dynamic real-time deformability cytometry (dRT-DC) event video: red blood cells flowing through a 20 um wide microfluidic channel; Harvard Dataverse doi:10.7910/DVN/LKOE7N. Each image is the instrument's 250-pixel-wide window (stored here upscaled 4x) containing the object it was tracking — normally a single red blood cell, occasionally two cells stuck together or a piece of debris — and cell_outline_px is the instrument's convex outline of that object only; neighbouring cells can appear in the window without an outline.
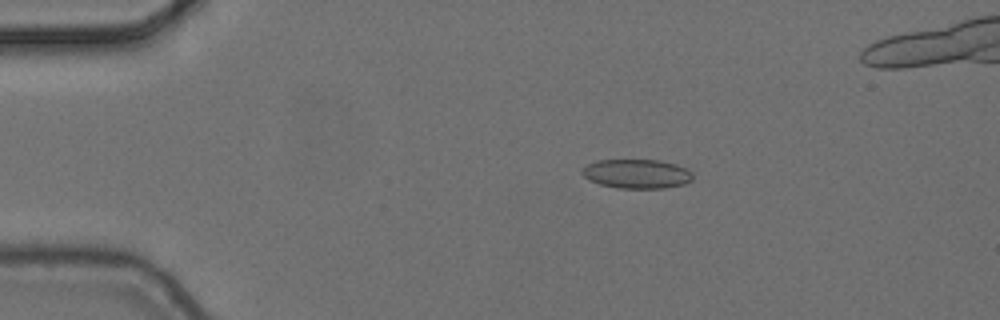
{"species": "common noctule bat (a hibernating species)", "species_latin": "Nyctalus noctula", "temperature_condition": "cold", "stored_images_in_passage": 7, "camera_frame_rate_fps": 3000, "um_per_image_px": 0.085, "animal": {"sex": "female", "body_mass_g": 24.6, "forearm_length_mm": 56.2}, "frame": {"image": 1, "passage_image": 2, "time_ms": 0.333, "image_size_px": [1000, 320], "cell_outline_px": [[692, 180], [684, 184], [664, 188], [616, 188], [600, 184], [588, 180], [580, 172], [580, 168], [596, 160], [660, 160], [676, 164], [692, 172]], "centroid_in_image_um": [54.08, 14.77], "position_along_channel_um": 30.9, "area_um2": 18.96}}
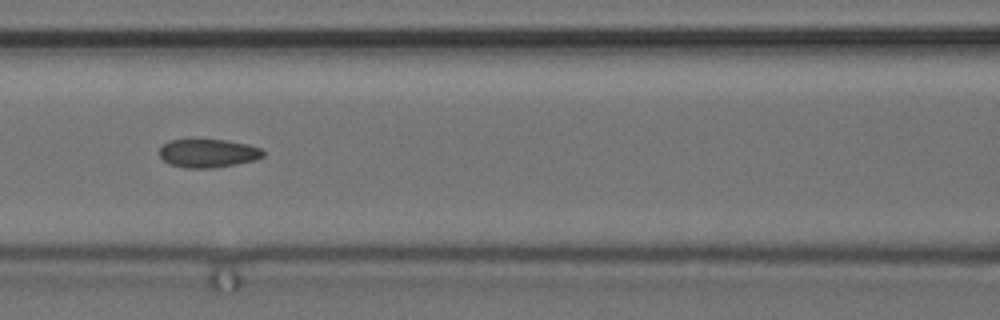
{"frame": {"image": 2, "passage_image": 6, "time_ms": 1.667, "image_size_px": [1000, 320], "cell_outline_px": [[264, 156], [256, 160], [216, 168], [184, 168], [168, 164], [160, 156], [160, 148], [164, 144], [172, 140], [224, 140], [248, 144], [260, 148], [264, 152]], "centroid_in_image_um": [17.7, 13.04], "position_along_channel_um": 148.9, "area_um2": 17.17}}
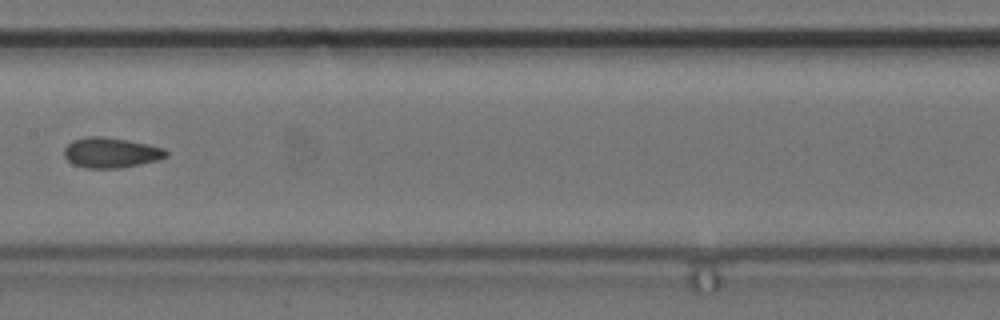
{"frame": {"image": 3, "passage_image": 7, "time_ms": 2.0, "image_size_px": [1000, 320], "cell_outline_px": [[168, 156], [156, 160], [140, 164], [120, 168], [84, 168], [72, 164], [64, 156], [64, 148], [72, 140], [88, 136], [100, 136], [124, 140], [164, 148], [168, 152]], "centroid_in_image_um": [9.38, 12.99], "position_along_channel_um": 198.0, "area_um2": 17.8}}